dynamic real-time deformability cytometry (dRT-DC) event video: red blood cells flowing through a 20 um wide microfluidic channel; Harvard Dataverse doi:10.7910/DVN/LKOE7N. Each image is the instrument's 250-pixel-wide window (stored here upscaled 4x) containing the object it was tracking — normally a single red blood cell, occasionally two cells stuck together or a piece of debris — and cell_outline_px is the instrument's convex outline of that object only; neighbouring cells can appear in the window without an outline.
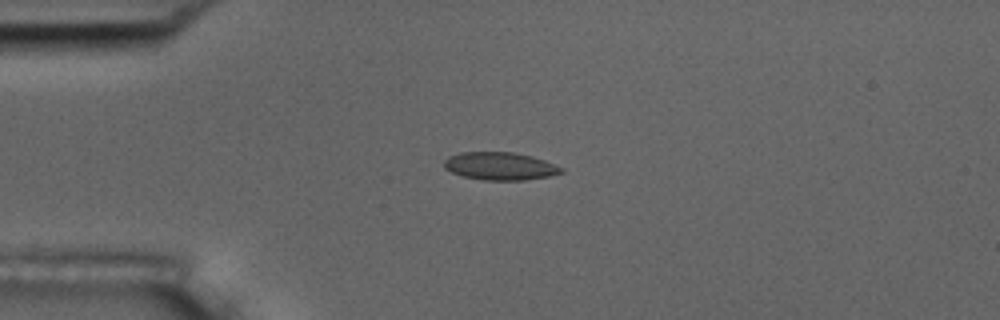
{"species": "common noctule bat (a hibernating species)", "species_latin": "Nyctalus noctula", "temperature_condition": "room temperature", "stored_images_in_passage": 10, "camera_frame_rate_fps": 3000, "um_per_image_px": 0.085, "animal": {"sex": "male", "body_mass_g": 17.5, "forearm_length_mm": 52.3}, "frame": {"image": 1, "passage_image": 4, "time_ms": 3.333, "image_size_px": [1000, 320], "cell_outline_px": [[564, 172], [548, 176], [524, 180], [484, 180], [464, 176], [452, 172], [444, 168], [444, 160], [448, 156], [460, 152], [512, 152], [532, 156], [544, 160], [564, 168]], "centroid_in_image_um": [42.5, 14.11], "position_along_channel_um": 42.5, "area_um2": 18.96}}